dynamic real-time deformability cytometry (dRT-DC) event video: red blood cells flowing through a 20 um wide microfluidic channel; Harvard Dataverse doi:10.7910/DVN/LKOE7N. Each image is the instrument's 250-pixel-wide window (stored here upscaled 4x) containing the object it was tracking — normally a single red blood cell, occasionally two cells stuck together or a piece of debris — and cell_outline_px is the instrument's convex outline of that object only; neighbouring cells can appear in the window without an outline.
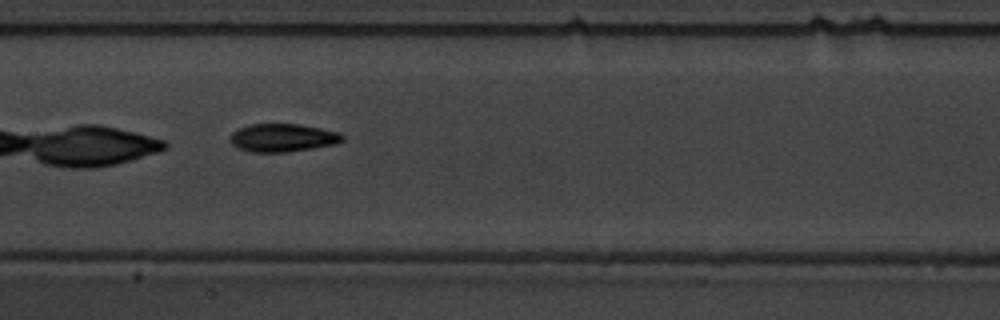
{"species": "common noctule bat (a hibernating species)", "species_latin": "Nyctalus noctula", "temperature_condition": "warm", "stored_images_in_passage": 13, "camera_frame_rate_fps": 3000, "um_per_image_px": 0.085, "animal": {"sex": "male", "body_mass_g": 19.5, "forearm_length_mm": 54.6}, "frame": {"image": 1, "passage_image": 6, "time_ms": 5.667, "image_size_px": [1000, 320], "cell_outline_px": [[344, 140], [336, 144], [288, 152], [248, 152], [232, 144], [228, 140], [232, 132], [236, 128], [248, 124], [300, 124], [340, 132], [344, 136]], "centroid_in_image_um": [24.01, 11.7], "position_along_channel_um": 183.4, "area_um2": 18.61}}
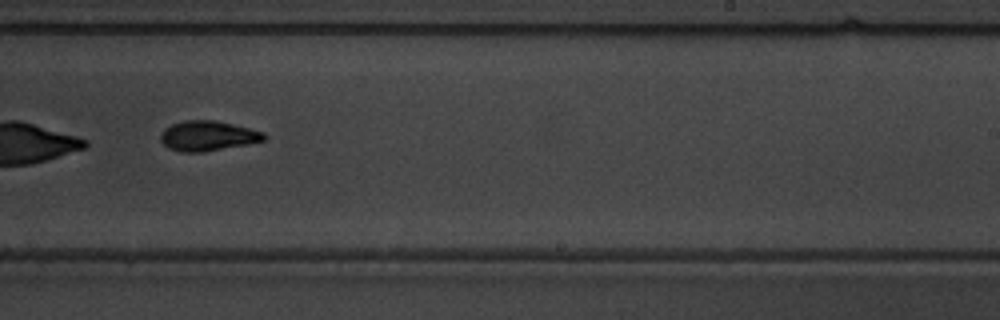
{"frame": {"image": 2, "passage_image": 8, "time_ms": 8.0, "image_size_px": [1000, 320], "cell_outline_px": [[268, 136], [264, 140], [204, 152], [180, 152], [168, 148], [160, 140], [160, 136], [164, 128], [172, 124], [184, 120], [216, 120], [264, 132]], "centroid_in_image_um": [17.63, 11.54], "position_along_channel_um": 271.4, "area_um2": 17.98}}